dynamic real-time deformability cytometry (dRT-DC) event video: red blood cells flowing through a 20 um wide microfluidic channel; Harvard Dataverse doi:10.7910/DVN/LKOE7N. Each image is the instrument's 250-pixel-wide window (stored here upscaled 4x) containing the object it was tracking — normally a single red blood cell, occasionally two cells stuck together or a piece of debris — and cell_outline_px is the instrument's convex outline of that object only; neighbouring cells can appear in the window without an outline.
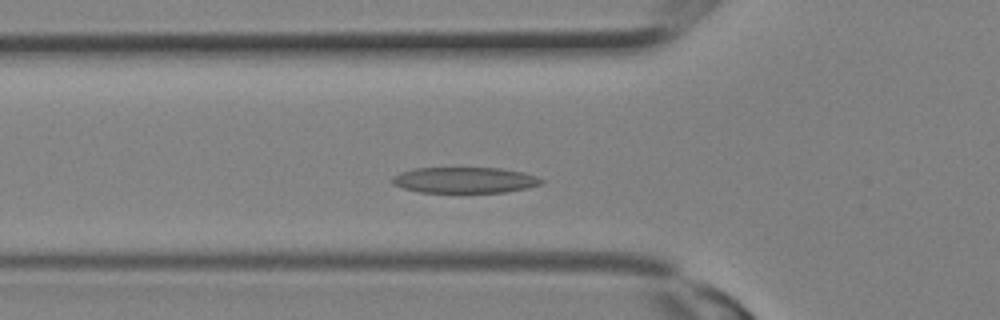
{"species": "Egyptian fruit bat (a non-hibernating species)", "species_latin": "Rousettus aegyptiacus", "temperature_condition": "room temperature", "stored_images_in_passage": 15, "camera_frame_rate_fps": 3000, "um_per_image_px": 0.085, "animal": {"sex": "female"}, "frame": {"image": 1, "passage_image": 6, "time_ms": 1.667, "image_size_px": [1000, 320], "cell_outline_px": [[544, 180], [540, 184], [528, 188], [504, 192], [420, 192], [404, 188], [392, 184], [392, 176], [400, 172], [412, 168], [500, 168], [524, 172], [536, 176]], "centroid_in_image_um": [39.48, 15.3], "position_along_channel_um": 86.3, "area_um2": 22.48}}
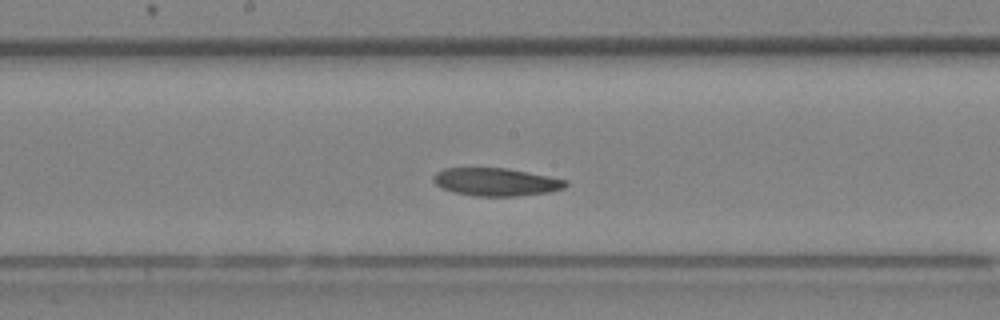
{"frame": {"image": 2, "passage_image": 11, "time_ms": 3.333, "image_size_px": [1000, 320], "cell_outline_px": [[568, 184], [564, 188], [548, 192], [520, 196], [476, 196], [452, 192], [440, 188], [432, 180], [432, 176], [436, 172], [444, 168], [504, 168], [528, 172], [568, 180]], "centroid_in_image_um": [42.13, 15.47], "position_along_channel_um": 206.1, "area_um2": 21.62}}
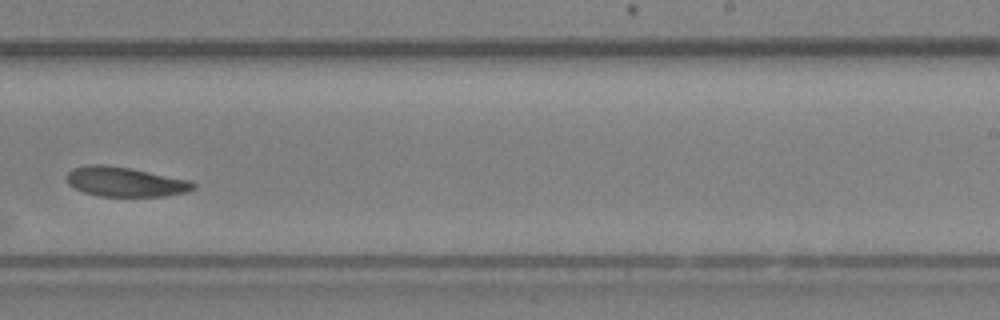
{"frame": {"image": 3, "passage_image": 14, "time_ms": 4.333, "image_size_px": [1000, 320], "cell_outline_px": [[196, 188], [184, 192], [164, 196], [100, 196], [84, 192], [68, 184], [68, 172], [72, 168], [92, 164], [104, 164], [132, 168], [192, 180], [196, 184]], "centroid_in_image_um": [10.68, 15.44], "position_along_channel_um": 278.3, "area_um2": 21.91}}